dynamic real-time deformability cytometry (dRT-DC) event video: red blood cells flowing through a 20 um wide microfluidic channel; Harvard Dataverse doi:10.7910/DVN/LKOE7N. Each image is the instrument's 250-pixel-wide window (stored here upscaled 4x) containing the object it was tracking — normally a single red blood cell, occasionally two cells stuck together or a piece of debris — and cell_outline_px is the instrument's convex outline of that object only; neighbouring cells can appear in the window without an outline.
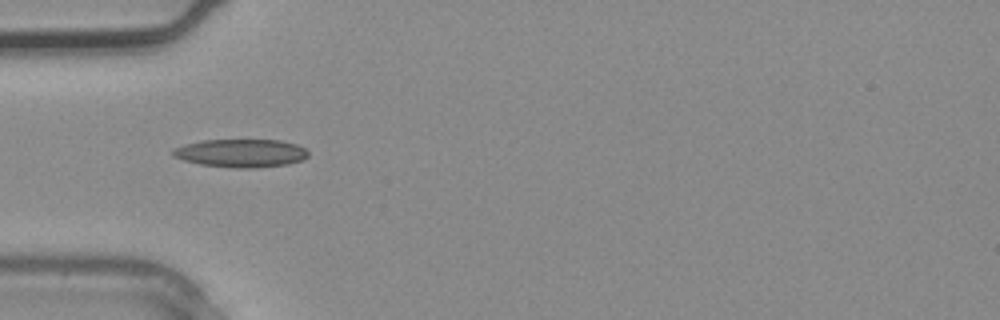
{"species": "common noctule bat (a hibernating species)", "species_latin": "Nyctalus noctula", "temperature_condition": "warm", "stored_images_in_passage": 4, "camera_frame_rate_fps": 3000, "um_per_image_px": 0.085, "animal": {"sex": "male", "body_mass_g": 20.4}, "frame": {"image": 1, "passage_image": 4, "time_ms": 1.0, "image_size_px": [1000, 320], "cell_outline_px": [[308, 156], [300, 160], [288, 164], [252, 168], [236, 168], [200, 164], [184, 160], [172, 156], [172, 148], [184, 144], [204, 140], [280, 140], [296, 144], [304, 148], [308, 152]], "centroid_in_image_um": [20.45, 13.01], "position_along_channel_um": 64.5, "area_um2": 22.14}}